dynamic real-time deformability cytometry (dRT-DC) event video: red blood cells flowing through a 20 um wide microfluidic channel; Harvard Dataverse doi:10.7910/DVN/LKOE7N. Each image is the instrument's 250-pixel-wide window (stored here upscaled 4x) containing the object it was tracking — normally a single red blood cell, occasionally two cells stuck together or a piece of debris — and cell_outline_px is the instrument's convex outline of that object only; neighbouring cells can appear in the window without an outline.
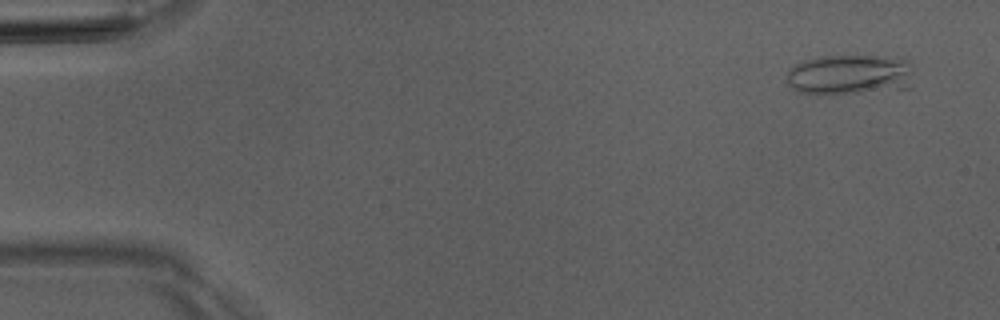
{"species": "Egyptian fruit bat (a non-hibernating species)", "species_latin": "Rousettus aegyptiacus", "temperature_condition": "room temperature", "stored_images_in_passage": 5, "camera_frame_rate_fps": 3000, "um_per_image_px": 0.085, "animal": {"sex": "male"}, "frame": {"image": 1, "passage_image": 1, "time_ms": 0.0, "image_size_px": [1000, 320], "cell_outline_px": [[912, 88], [816, 96], [796, 92], [784, 80], [784, 76], [800, 60], [820, 56], [884, 56], [908, 60]], "centroid_in_image_um": [72.13, 6.37], "position_along_channel_um": 12.9, "area_um2": 30.52}}